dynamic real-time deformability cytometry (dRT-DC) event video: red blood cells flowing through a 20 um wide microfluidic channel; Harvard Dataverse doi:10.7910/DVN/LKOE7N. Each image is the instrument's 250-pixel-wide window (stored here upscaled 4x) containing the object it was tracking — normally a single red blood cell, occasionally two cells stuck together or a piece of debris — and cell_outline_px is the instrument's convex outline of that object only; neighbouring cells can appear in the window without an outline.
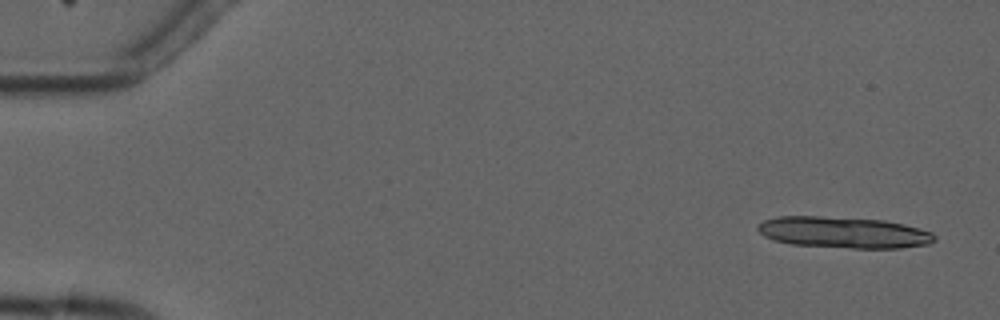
{"species": "common noctule bat (a hibernating species)", "species_latin": "Nyctalus noctula", "temperature_condition": "cold", "stored_images_in_passage": 5, "camera_frame_rate_fps": 3000, "um_per_image_px": 0.085, "animal": {"sex": "male", "forearm_length_mm": 52.5}, "frame": {"image": 1, "passage_image": 1, "time_ms": 0.0, "image_size_px": [1000, 320], "cell_outline_px": [[936, 240], [928, 244], [900, 248], [852, 248], [792, 244], [772, 240], [764, 236], [756, 228], [756, 224], [764, 220], [780, 216], [820, 216], [884, 220], [904, 224], [920, 228], [932, 232], [936, 236]], "centroid_in_image_um": [71.7, 19.75], "position_along_channel_um": 13.3, "area_um2": 32.37}}
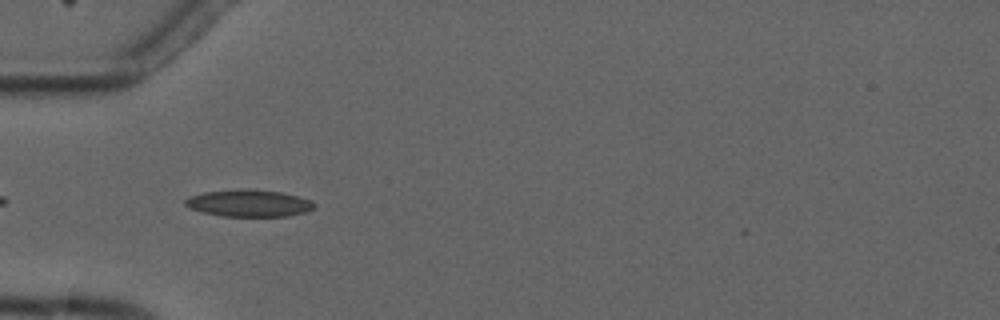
{"frame": {"image": 2, "passage_image": 5, "time_ms": 5.0, "image_size_px": [1000, 320], "cell_outline_px": [[316, 204], [308, 212], [288, 216], [220, 216], [188, 208], [184, 204], [184, 200], [188, 196], [204, 192], [280, 192], [296, 196], [308, 200]], "centroid_in_image_um": [21.13, 17.33], "position_along_channel_um": 63.9, "area_um2": 19.19}}